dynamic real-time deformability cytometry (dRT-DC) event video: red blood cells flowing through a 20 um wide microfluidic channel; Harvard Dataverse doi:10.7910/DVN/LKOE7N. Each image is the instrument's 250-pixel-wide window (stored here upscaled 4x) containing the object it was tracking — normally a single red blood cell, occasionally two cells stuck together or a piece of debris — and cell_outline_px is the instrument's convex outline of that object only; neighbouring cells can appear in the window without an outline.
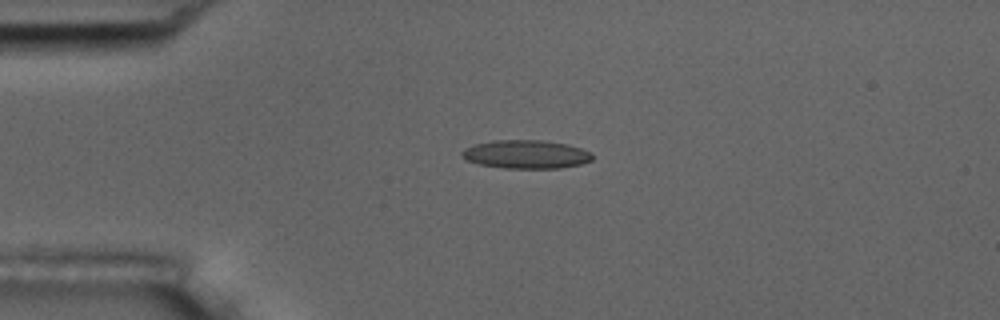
{"species": "common noctule bat (a hibernating species)", "species_latin": "Nyctalus noctula", "temperature_condition": "room temperature", "stored_images_in_passage": 2, "camera_frame_rate_fps": 3000, "um_per_image_px": 0.085, "animal": {"sex": "male", "body_mass_g": 17.5, "forearm_length_mm": 52.3}, "frame": {"image": 1, "passage_image": 1, "time_ms": 0.0, "image_size_px": [1000, 320], "cell_outline_px": [[592, 160], [580, 164], [560, 168], [504, 168], [480, 164], [468, 160], [460, 156], [460, 152], [464, 148], [472, 144], [496, 140], [544, 140], [568, 144], [592, 152]], "centroid_in_image_um": [44.7, 13.11], "position_along_channel_um": 40.3, "area_um2": 21.73}}